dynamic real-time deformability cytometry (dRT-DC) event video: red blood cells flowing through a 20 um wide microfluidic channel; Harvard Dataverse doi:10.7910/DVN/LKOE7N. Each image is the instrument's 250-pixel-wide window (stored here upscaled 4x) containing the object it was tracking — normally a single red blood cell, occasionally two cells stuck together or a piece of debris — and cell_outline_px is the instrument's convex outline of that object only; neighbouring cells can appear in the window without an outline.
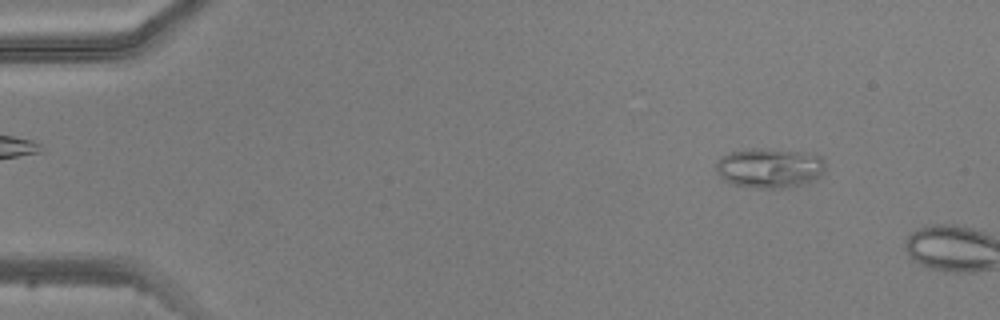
{"species": "common noctule bat (a hibernating species)", "species_latin": "Nyctalus noctula", "temperature_condition": "warm", "stored_images_in_passage": 2, "camera_frame_rate_fps": 3000, "um_per_image_px": 0.085, "animal": {"sex": "male", "body_mass_g": 20.5, "forearm_length_mm": 52.5}, "frame": {"image": 1, "passage_image": 1, "time_ms": 0.0, "image_size_px": [1000, 320], "cell_outline_px": [[824, 172], [820, 176], [808, 184], [788, 188], [760, 188], [732, 184], [720, 180], [716, 172], [716, 160], [720, 156], [728, 152], [748, 148], [760, 148], [808, 152], [824, 156]], "centroid_in_image_um": [65.4, 14.27], "position_along_channel_um": 19.6, "area_um2": 26.24}}